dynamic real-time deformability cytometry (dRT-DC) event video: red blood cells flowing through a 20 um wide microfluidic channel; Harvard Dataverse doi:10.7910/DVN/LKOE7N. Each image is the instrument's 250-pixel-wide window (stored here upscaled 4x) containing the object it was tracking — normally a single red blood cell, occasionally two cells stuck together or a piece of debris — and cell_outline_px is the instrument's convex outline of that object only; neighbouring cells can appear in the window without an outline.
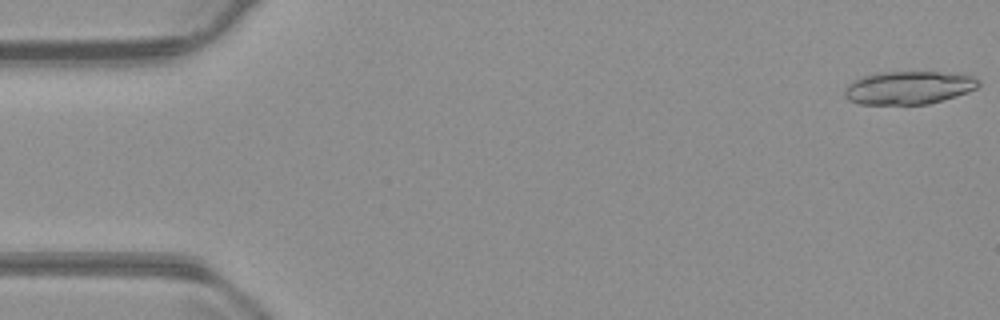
{"species": "common noctule bat (a hibernating species)", "species_latin": "Nyctalus noctula", "temperature_condition": "warm", "stored_images_in_passage": 18, "camera_frame_rate_fps": 3000, "um_per_image_px": 0.085, "animal": {"sex": "male", "body_mass_g": 23.1, "forearm_length_mm": 52.7}, "frame": {"image": 1, "passage_image": 1, "time_ms": 0.0, "image_size_px": [1000, 320], "cell_outline_px": [[980, 84], [976, 88], [968, 92], [956, 96], [928, 104], [860, 104], [848, 100], [844, 96], [844, 88], [852, 80], [864, 76], [880, 72], [968, 72], [976, 76], [980, 80]], "centroid_in_image_um": [77.3, 7.43], "position_along_channel_um": 7.7, "area_um2": 26.36}}